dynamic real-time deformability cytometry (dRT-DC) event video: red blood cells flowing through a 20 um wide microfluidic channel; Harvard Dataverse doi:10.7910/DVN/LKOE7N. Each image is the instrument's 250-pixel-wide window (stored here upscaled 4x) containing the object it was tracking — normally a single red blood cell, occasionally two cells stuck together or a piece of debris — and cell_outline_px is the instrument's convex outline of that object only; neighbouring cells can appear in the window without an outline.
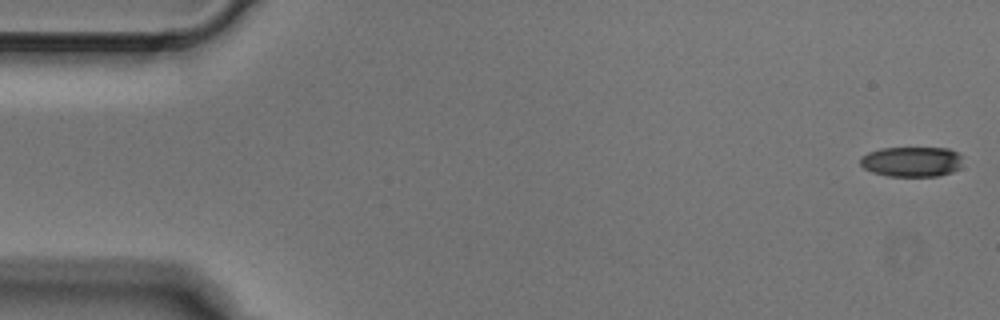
{"species": "Egyptian fruit bat (a non-hibernating species)", "species_latin": "Rousettus aegyptiacus", "temperature_condition": "cold", "stored_images_in_passage": 5, "camera_frame_rate_fps": 3000, "um_per_image_px": 0.085, "animal": {"sex": "male"}, "frame": {"image": 1, "passage_image": 1, "time_ms": 0.0, "image_size_px": [1000, 320], "cell_outline_px": [[964, 156], [960, 168], [952, 172], [936, 176], [888, 176], [872, 172], [864, 168], [860, 164], [860, 156], [868, 152], [880, 148], [948, 148], [960, 152]], "centroid_in_image_um": [77.53, 13.73], "position_along_channel_um": 7.5, "area_um2": 18.32}}
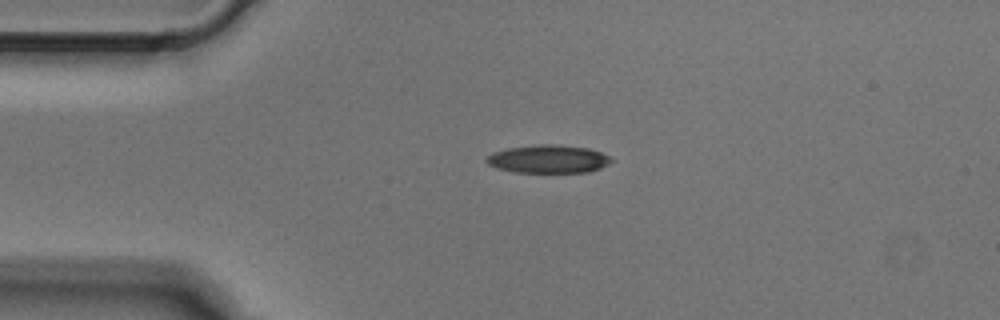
{"frame": {"image": 2, "passage_image": 4, "time_ms": 1.0, "image_size_px": [1000, 320], "cell_outline_px": [[616, 160], [600, 168], [588, 172], [516, 172], [496, 168], [488, 164], [484, 160], [492, 152], [508, 148], [540, 144], [556, 144], [588, 148], [600, 152]], "centroid_in_image_um": [46.61, 13.51], "position_along_channel_um": 38.4, "area_um2": 20.46}}